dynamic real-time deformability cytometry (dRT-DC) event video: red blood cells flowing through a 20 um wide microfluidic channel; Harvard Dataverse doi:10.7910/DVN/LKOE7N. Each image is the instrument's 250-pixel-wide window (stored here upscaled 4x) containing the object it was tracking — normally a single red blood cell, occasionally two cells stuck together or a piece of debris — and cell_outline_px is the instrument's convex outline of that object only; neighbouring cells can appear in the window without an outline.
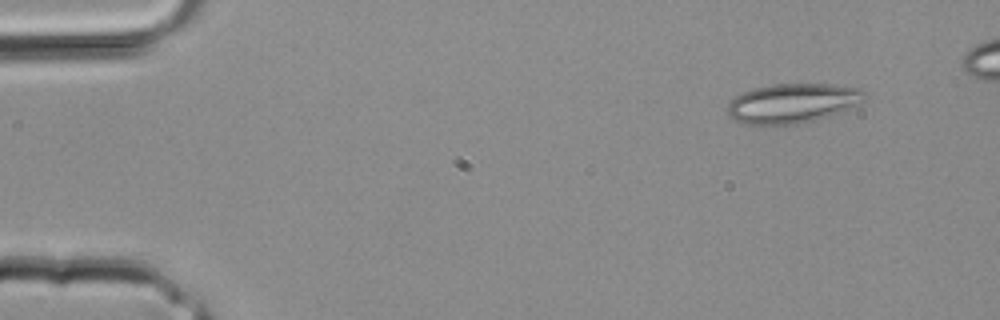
{"species": "common noctule bat (a hibernating species)", "species_latin": "Nyctalus noctula", "temperature_condition": "room temperature", "stored_images_in_passage": 4, "camera_frame_rate_fps": 3000, "um_per_image_px": 0.085, "animal": {"sex": "male", "body_mass_g": 20.4}, "frame": {"image": 1, "passage_image": 1, "time_ms": 0.0, "image_size_px": [1000, 320], "cell_outline_px": [[864, 100], [840, 112], [812, 120], [796, 124], [740, 124], [732, 120], [728, 112], [728, 100], [744, 92], [756, 88], [772, 84], [832, 84], [860, 88], [864, 92]], "centroid_in_image_um": [67.31, 8.77], "position_along_channel_um": 17.7, "area_um2": 31.27}}